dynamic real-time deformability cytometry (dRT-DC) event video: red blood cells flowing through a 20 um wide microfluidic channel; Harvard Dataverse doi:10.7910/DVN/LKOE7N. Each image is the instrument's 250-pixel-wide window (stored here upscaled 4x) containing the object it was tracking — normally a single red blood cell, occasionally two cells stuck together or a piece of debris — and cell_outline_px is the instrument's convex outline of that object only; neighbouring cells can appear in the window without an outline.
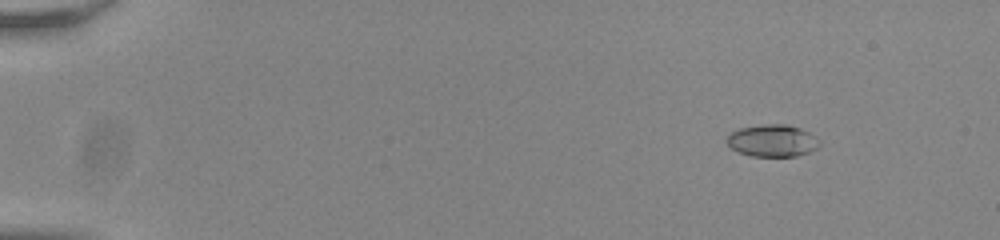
{"species": "common noctule bat (a hibernating species)", "species_latin": "Nyctalus noctula", "temperature_condition": "room temperature", "stored_images_in_passage": 53, "camera_frame_rate_fps": 3000, "um_per_image_px": 0.085, "animal": {"sex": "male", "body_mass_g": 20.0, "forearm_length_mm": 53.3}, "frame": {"image": 1, "passage_image": 4, "time_ms": 1.0, "image_size_px": [1000, 240], "cell_outline_px": [[820, 144], [816, 148], [808, 152], [796, 156], [752, 156], [740, 152], [732, 148], [724, 140], [732, 132], [740, 128], [764, 124], [784, 124], [800, 128], [808, 132], [820, 140]], "centroid_in_image_um": [65.65, 11.95], "position_along_channel_um": 19.3, "area_um2": 17.17}}
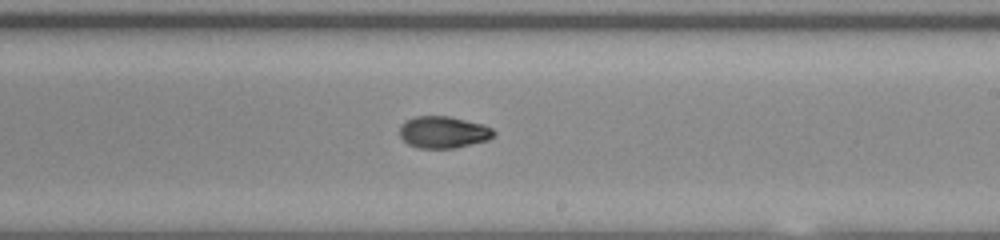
{"frame": {"image": 2, "passage_image": 32, "time_ms": 10.333, "image_size_px": [1000, 240], "cell_outline_px": [[496, 132], [488, 140], [456, 148], [416, 148], [408, 144], [400, 136], [400, 124], [416, 116], [448, 116], [480, 124], [492, 128]], "centroid_in_image_um": [37.66, 11.25], "position_along_channel_um": 251.3, "area_um2": 17.34}}
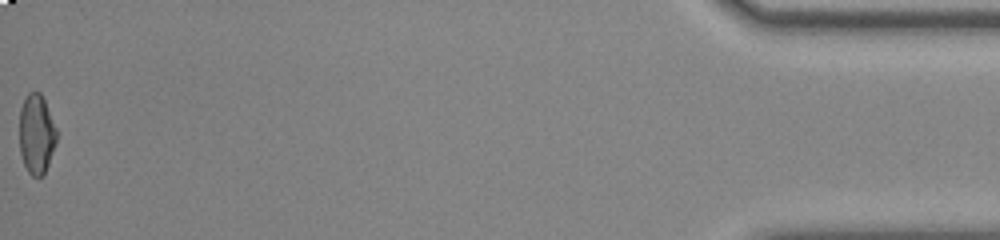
{"frame": {"image": 3, "passage_image": 53, "time_ms": 17.333, "image_size_px": [1000, 240], "cell_outline_px": [[56, 144], [44, 176], [32, 176], [28, 172], [24, 164], [20, 152], [20, 108], [28, 92], [40, 92], [44, 100], [56, 128]], "centroid_in_image_um": [3.1, 11.42], "position_along_channel_um": 432.1, "area_um2": 17.17}, "authors_computed_cell_mechanics": {"area_um2": 17.3978, "velocity_mm_per_s": 3.8244, "shape_relaxation_time_tau1_ms": 8.6039, "shape_relaxation_time_tau2_ms": 2.5326, "deformation_change_tau1": 0.2033, "deformation_change_tau2": 0.0619}}